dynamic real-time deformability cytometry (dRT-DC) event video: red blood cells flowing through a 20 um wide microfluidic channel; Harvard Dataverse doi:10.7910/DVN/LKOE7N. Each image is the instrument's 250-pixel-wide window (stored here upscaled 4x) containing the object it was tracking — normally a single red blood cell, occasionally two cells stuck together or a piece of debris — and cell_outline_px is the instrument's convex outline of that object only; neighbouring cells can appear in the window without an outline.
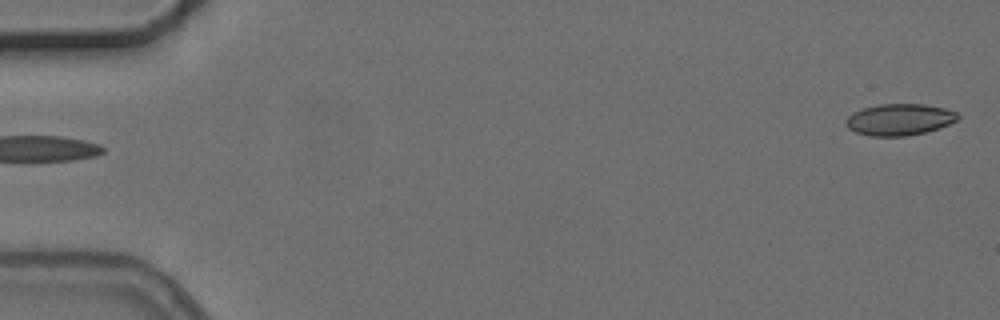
{"species": "common noctule bat (a hibernating species)", "species_latin": "Nyctalus noctula", "temperature_condition": "cold", "stored_images_in_passage": 6, "camera_frame_rate_fps": 3000, "um_per_image_px": 0.085, "animal": {"sex": "female", "body_mass_g": 24.6, "forearm_length_mm": 56.2}, "frame": {"image": 1, "passage_image": 1, "time_ms": 0.0, "image_size_px": [1000, 320], "cell_outline_px": [[960, 116], [956, 120], [948, 124], [924, 132], [904, 136], [872, 136], [856, 132], [848, 128], [844, 124], [844, 120], [852, 112], [864, 108], [880, 104], [924, 104], [944, 108], [956, 112]], "centroid_in_image_um": [76.4, 10.15], "position_along_channel_um": 8.6, "area_um2": 20.4}}
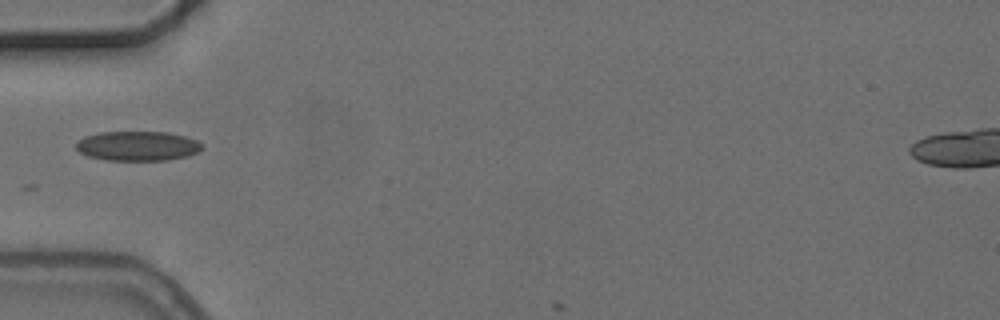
{"frame": {"image": 2, "passage_image": 5, "time_ms": 5.667, "image_size_px": [1000, 320], "cell_outline_px": [[204, 148], [188, 156], [168, 160], [104, 160], [88, 156], [80, 152], [76, 148], [76, 144], [84, 136], [100, 132], [168, 132], [184, 136], [196, 140], [204, 144]], "centroid_in_image_um": [11.72, 12.41], "position_along_channel_um": 73.3, "area_um2": 21.79}}
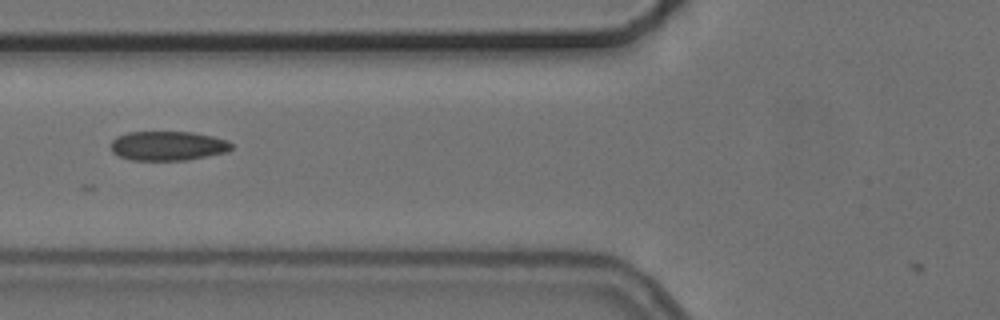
{"frame": {"image": 3, "passage_image": 6, "time_ms": 6.667, "image_size_px": [1000, 320], "cell_outline_px": [[232, 148], [224, 152], [184, 160], [132, 160], [120, 156], [112, 152], [112, 140], [116, 136], [128, 132], [192, 132], [212, 136], [228, 140], [232, 144]], "centroid_in_image_um": [14.24, 12.38], "position_along_channel_um": 111.6, "area_um2": 20.4}}